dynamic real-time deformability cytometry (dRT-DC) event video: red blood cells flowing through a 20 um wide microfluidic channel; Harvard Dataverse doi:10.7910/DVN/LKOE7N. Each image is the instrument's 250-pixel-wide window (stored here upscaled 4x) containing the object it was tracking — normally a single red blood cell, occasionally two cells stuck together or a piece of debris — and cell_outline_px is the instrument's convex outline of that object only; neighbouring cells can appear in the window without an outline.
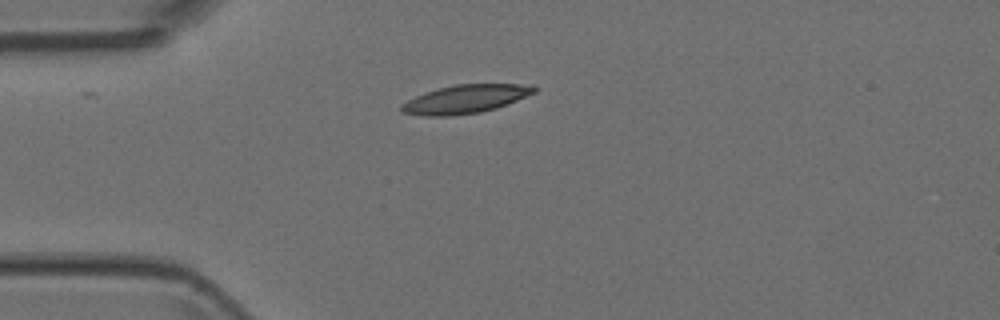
{"species": "Egyptian fruit bat (a non-hibernating species)", "species_latin": "Rousettus aegyptiacus", "temperature_condition": "room temperature", "stored_images_in_passage": 4, "camera_frame_rate_fps": 3000, "um_per_image_px": 0.085, "animal": {"sex": "female"}, "frame": {"image": 1, "passage_image": 1, "time_ms": 0.0, "image_size_px": [1000, 320], "cell_outline_px": [[536, 92], [508, 104], [496, 108], [480, 112], [452, 116], [424, 116], [404, 112], [400, 108], [400, 104], [424, 92], [456, 84], [532, 84], [536, 88]], "centroid_in_image_um": [39.58, 8.42], "position_along_channel_um": 45.4, "area_um2": 21.96}}
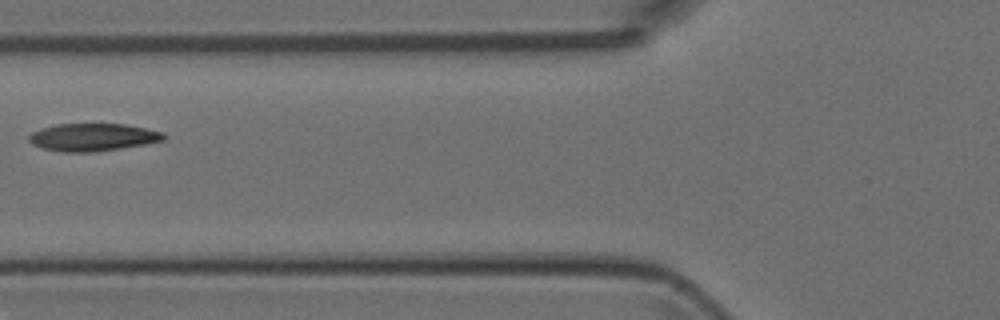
{"frame": {"image": 2, "passage_image": 3, "time_ms": 0.667, "image_size_px": [1000, 320], "cell_outline_px": [[168, 136], [164, 140], [144, 144], [120, 148], [92, 152], [60, 152], [44, 148], [32, 144], [28, 140], [28, 136], [32, 132], [40, 128], [56, 124], [124, 124], [164, 132]], "centroid_in_image_um": [7.88, 11.66], "position_along_channel_um": 117.9, "area_um2": 21.68}}
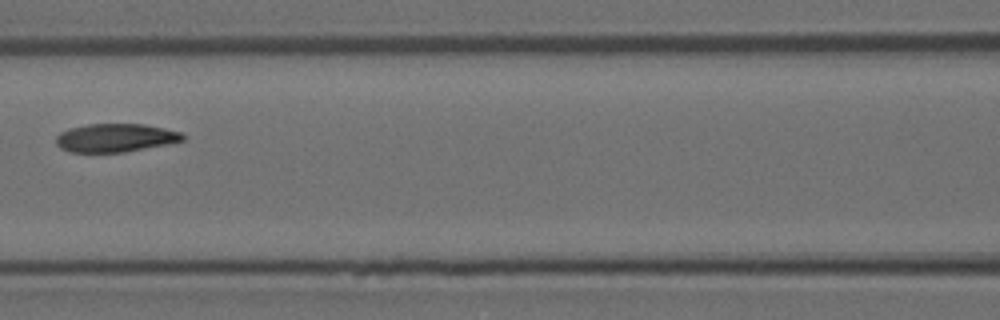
{"frame": {"image": 3, "passage_image": 4, "time_ms": 1.0, "image_size_px": [1000, 320], "cell_outline_px": [[184, 140], [168, 144], [124, 152], [72, 152], [60, 148], [56, 144], [56, 136], [60, 132], [68, 128], [88, 124], [144, 124], [164, 128], [180, 132], [184, 136]], "centroid_in_image_um": [9.79, 11.71], "position_along_channel_um": 156.8, "area_um2": 20.92}}